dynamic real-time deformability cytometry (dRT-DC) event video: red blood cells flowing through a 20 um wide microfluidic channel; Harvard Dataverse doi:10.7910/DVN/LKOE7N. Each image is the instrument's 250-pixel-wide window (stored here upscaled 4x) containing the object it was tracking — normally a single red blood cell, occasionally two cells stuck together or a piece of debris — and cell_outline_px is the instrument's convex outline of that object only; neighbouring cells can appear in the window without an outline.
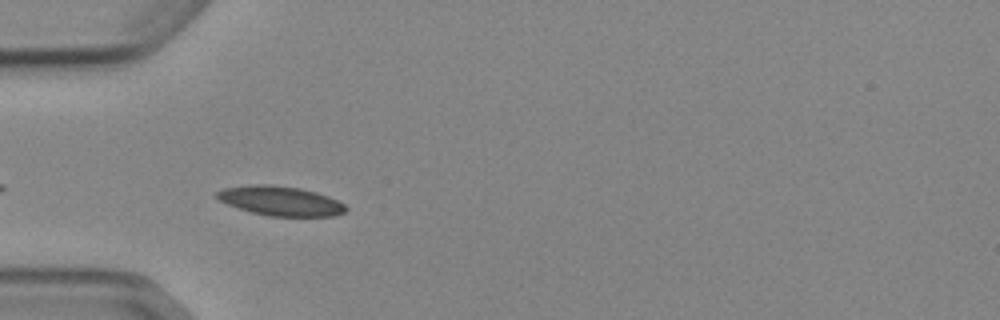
{"species": "Egyptian fruit bat (a non-hibernating species)", "species_latin": "Rousettus aegyptiacus", "temperature_condition": "cold", "stored_images_in_passage": 5, "camera_frame_rate_fps": 3000, "um_per_image_px": 0.085, "animal": {"sex": "female"}, "frame": {"image": 1, "passage_image": 4, "time_ms": 3.333, "image_size_px": [1000, 320], "cell_outline_px": [[348, 208], [344, 212], [332, 216], [268, 216], [252, 212], [228, 204], [220, 200], [216, 196], [216, 192], [224, 188], [256, 184], [268, 184], [300, 188], [316, 192], [328, 196], [344, 204]], "centroid_in_image_um": [23.86, 17.07], "position_along_channel_um": 61.1, "area_um2": 21.91}}
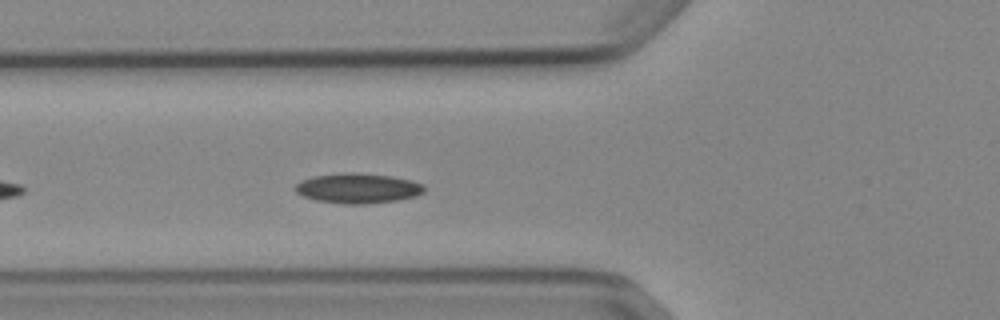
{"frame": {"image": 2, "passage_image": 5, "time_ms": 4.333, "image_size_px": [1000, 320], "cell_outline_px": [[424, 192], [416, 196], [396, 200], [360, 204], [344, 204], [316, 200], [304, 196], [296, 192], [296, 184], [300, 180], [312, 176], [348, 172], [352, 172], [392, 176], [412, 180], [424, 184]], "centroid_in_image_um": [30.42, 15.99], "position_along_channel_um": 95.4, "area_um2": 22.48}}